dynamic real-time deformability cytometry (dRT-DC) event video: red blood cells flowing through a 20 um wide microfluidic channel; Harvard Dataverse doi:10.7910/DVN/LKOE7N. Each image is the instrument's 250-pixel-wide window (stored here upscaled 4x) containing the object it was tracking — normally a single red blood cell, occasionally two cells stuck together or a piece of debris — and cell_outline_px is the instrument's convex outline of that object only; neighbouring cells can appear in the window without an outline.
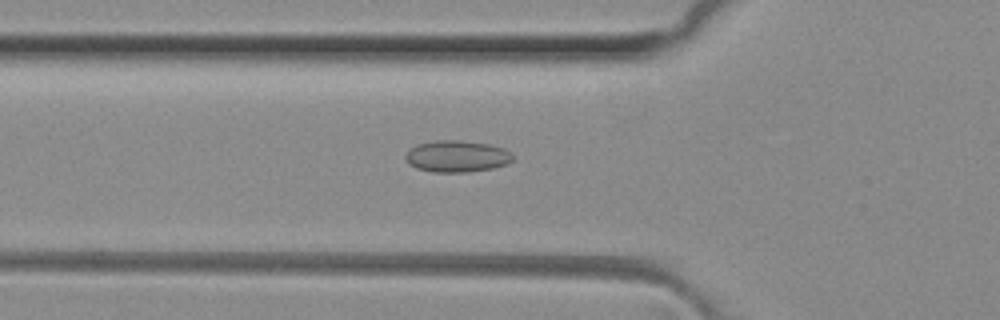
{"species": "common noctule bat (a hibernating species)", "species_latin": "Nyctalus noctula", "temperature_condition": "room temperature", "stored_images_in_passage": 49, "camera_frame_rate_fps": 3000, "um_per_image_px": 0.085, "animal": {"sex": "female", "body_mass_g": 29.2, "forearm_length_mm": 56.3}, "frame": {"image": 1, "passage_image": 16, "time_ms": 5.0, "image_size_px": [1000, 320], "cell_outline_px": [[516, 156], [508, 164], [492, 168], [468, 172], [432, 172], [416, 168], [408, 164], [404, 156], [416, 144], [436, 140], [460, 140], [488, 144], [504, 148], [512, 152]], "centroid_in_image_um": [38.86, 13.29], "position_along_channel_um": 86.9, "area_um2": 20.0}}
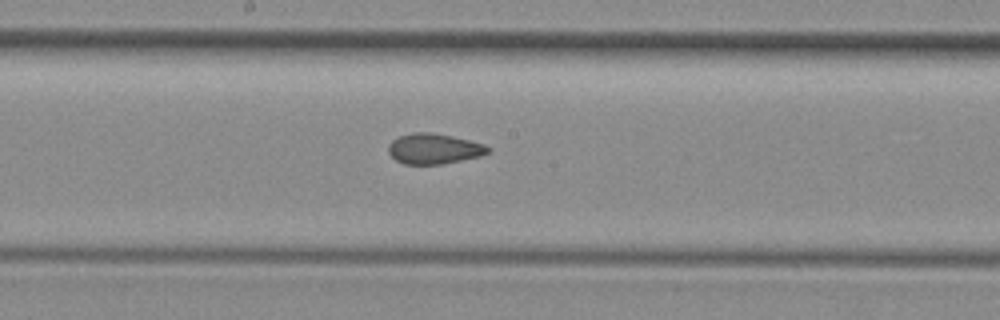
{"frame": {"image": 2, "passage_image": 25, "time_ms": 8.0, "image_size_px": [1000, 320], "cell_outline_px": [[492, 152], [480, 156], [440, 164], [404, 164], [396, 160], [388, 152], [388, 144], [392, 140], [400, 136], [412, 132], [432, 132], [452, 136], [484, 144], [492, 148]], "centroid_in_image_um": [36.9, 12.63], "position_along_channel_um": 211.3, "area_um2": 17.69}}
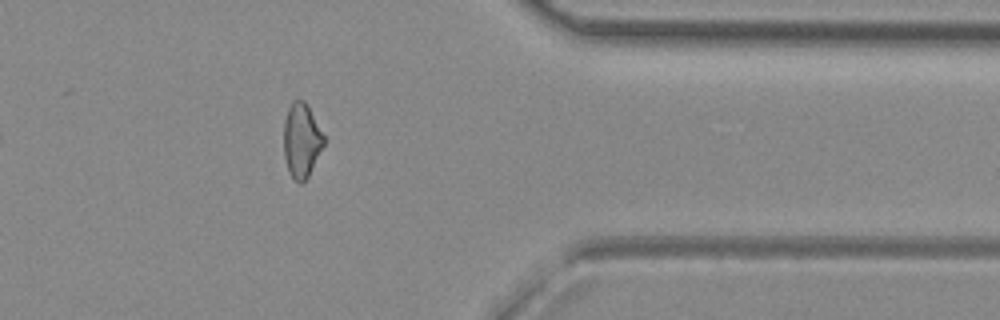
{"frame": {"image": 3, "passage_image": 39, "time_ms": 12.667, "image_size_px": [1000, 320], "cell_outline_px": [[324, 144], [308, 176], [300, 184], [288, 172], [284, 156], [284, 120], [288, 108], [292, 100], [304, 100], [324, 136]], "centroid_in_image_um": [25.6, 11.93], "position_along_channel_um": 385.8, "area_um2": 17.05}, "authors_computed_cell_mechanics": {"area_um2": 18.3226, "velocity_mm_per_s": 4.1252, "shape_relaxation_time_tau1_ms": null, "shape_relaxation_time_tau2_ms": 1.8421, "deformation_change_tau1": null, "deformation_change_tau2": 0.0891}}